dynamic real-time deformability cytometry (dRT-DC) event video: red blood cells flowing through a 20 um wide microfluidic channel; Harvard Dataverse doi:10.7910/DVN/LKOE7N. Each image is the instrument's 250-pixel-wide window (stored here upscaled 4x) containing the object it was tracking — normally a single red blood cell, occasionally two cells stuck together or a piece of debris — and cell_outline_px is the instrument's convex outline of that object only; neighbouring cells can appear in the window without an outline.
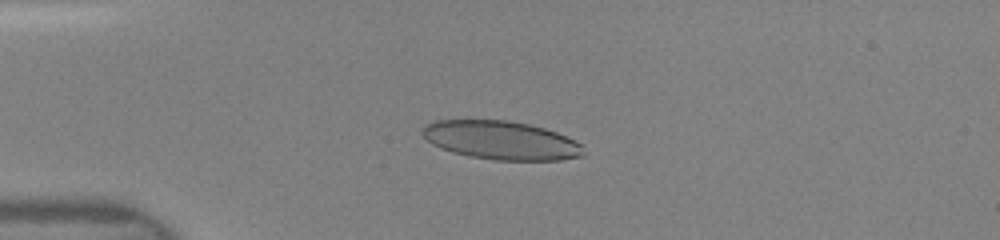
{"species": "human", "species_latin": "Homo sapiens", "temperature_condition": "room temperature", "stored_images_in_passage": 10, "camera_frame_rate_fps": 3000, "um_per_image_px": 0.085, "donor": {"sex": "female"}, "frame": {"image": 1, "passage_image": 7, "time_ms": 3.0, "image_size_px": [1000, 240], "cell_outline_px": [[588, 152], [584, 156], [560, 160], [496, 160], [468, 156], [452, 152], [440, 148], [432, 144], [420, 132], [424, 124], [432, 120], [508, 120], [528, 124], [544, 128], [556, 132], [580, 144]], "centroid_in_image_um": [42.57, 11.92], "position_along_channel_um": 42.4, "area_um2": 36.41}}
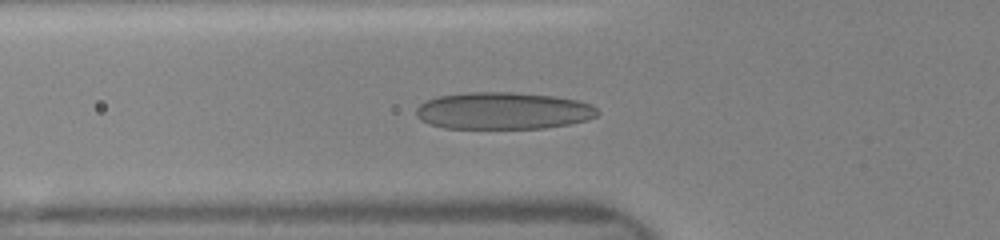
{"frame": {"image": 2, "passage_image": 10, "time_ms": 4.667, "image_size_px": [1000, 240], "cell_outline_px": [[600, 112], [596, 116], [588, 120], [568, 124], [544, 128], [444, 128], [428, 124], [420, 120], [416, 116], [416, 108], [420, 104], [428, 100], [440, 96], [468, 92], [512, 92], [556, 96], [580, 100], [592, 104]], "centroid_in_image_um": [42.79, 9.41], "position_along_channel_um": 83.0, "area_um2": 39.42}}